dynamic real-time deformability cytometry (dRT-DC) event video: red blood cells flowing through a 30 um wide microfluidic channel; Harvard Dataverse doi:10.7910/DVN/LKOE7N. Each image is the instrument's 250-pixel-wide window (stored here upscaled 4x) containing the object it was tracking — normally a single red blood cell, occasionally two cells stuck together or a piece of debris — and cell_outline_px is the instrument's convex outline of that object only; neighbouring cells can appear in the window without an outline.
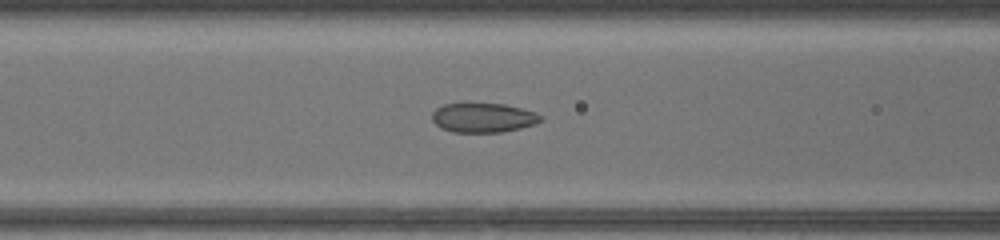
{"species": "common noctule bat (a hibernating species)", "species_latin": "Nyctalus noctula", "temperature_condition": "warm", "stored_images_in_passage": 47, "camera_frame_rate_fps": 3000, "um_per_image_px": 0.085, "animal": {"sex": "female", "body_mass_g": 17.0, "forearm_length_mm": 48.0}, "frame": {"image": 1, "passage_image": 20, "time_ms": 6.333, "image_size_px": [1000, 240], "cell_outline_px": [[544, 120], [536, 124], [520, 128], [500, 132], [452, 132], [440, 128], [432, 120], [432, 112], [436, 108], [444, 104], [464, 100], [504, 104], [536, 112], [544, 116]], "centroid_in_image_um": [41.05, 9.95], "position_along_channel_um": 125.5, "area_um2": 19.54}}
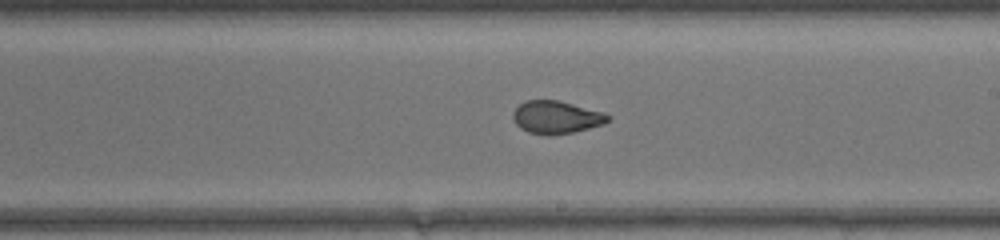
{"frame": {"image": 2, "passage_image": 28, "time_ms": 9.0, "image_size_px": [1000, 240], "cell_outline_px": [[612, 116], [604, 124], [572, 132], [528, 132], [520, 128], [516, 124], [512, 116], [512, 112], [524, 100], [556, 100], [604, 112]], "centroid_in_image_um": [47.28, 9.92], "position_along_channel_um": 241.7, "area_um2": 17.46}}
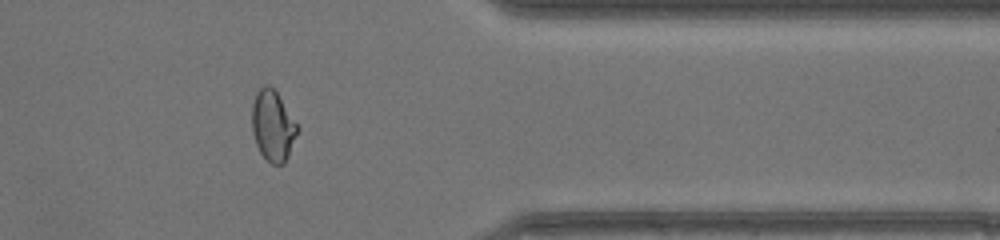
{"frame": {"image": 3, "passage_image": 39, "time_ms": 12.667, "image_size_px": [1000, 240], "cell_outline_px": [[296, 132], [288, 156], [284, 164], [272, 164], [260, 152], [256, 144], [252, 132], [252, 104], [256, 92], [264, 84], [268, 84], [276, 92], [296, 124]], "centroid_in_image_um": [23.14, 10.68], "position_along_channel_um": 388.3, "area_um2": 18.09}}